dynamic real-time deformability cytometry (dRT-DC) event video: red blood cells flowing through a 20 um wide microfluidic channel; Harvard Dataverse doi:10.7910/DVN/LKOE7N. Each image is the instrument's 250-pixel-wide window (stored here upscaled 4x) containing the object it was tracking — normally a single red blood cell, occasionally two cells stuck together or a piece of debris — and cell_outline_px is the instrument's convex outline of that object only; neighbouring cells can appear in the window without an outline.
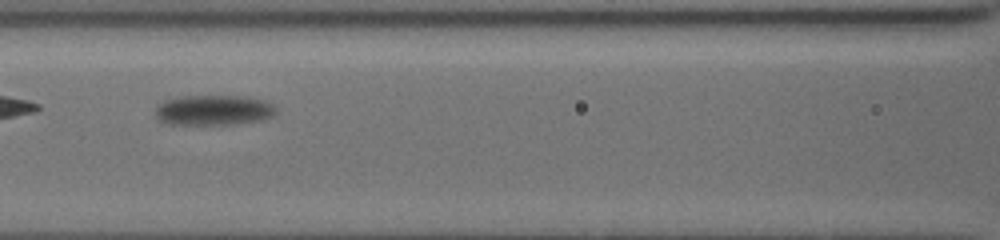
{"species": "common noctule bat (a hibernating species)", "species_latin": "Nyctalus noctula", "temperature_condition": "cold", "stored_images_in_passage": 5, "camera_frame_rate_fps": 3000, "um_per_image_px": 0.085, "animal": {"sex": "female", "body_mass_g": 19.5, "forearm_length_mm": 54.1}, "frame": {"image": 1, "passage_image": 4, "time_ms": 2.0, "image_size_px": [1000, 240], "cell_outline_px": [[276, 112], [272, 116], [264, 120], [228, 124], [172, 124], [160, 120], [156, 116], [156, 108], [164, 100], [184, 96], [244, 96], [264, 100], [272, 104], [276, 108]], "centroid_in_image_um": [18.19, 9.35], "position_along_channel_um": 148.4, "area_um2": 21.1}}